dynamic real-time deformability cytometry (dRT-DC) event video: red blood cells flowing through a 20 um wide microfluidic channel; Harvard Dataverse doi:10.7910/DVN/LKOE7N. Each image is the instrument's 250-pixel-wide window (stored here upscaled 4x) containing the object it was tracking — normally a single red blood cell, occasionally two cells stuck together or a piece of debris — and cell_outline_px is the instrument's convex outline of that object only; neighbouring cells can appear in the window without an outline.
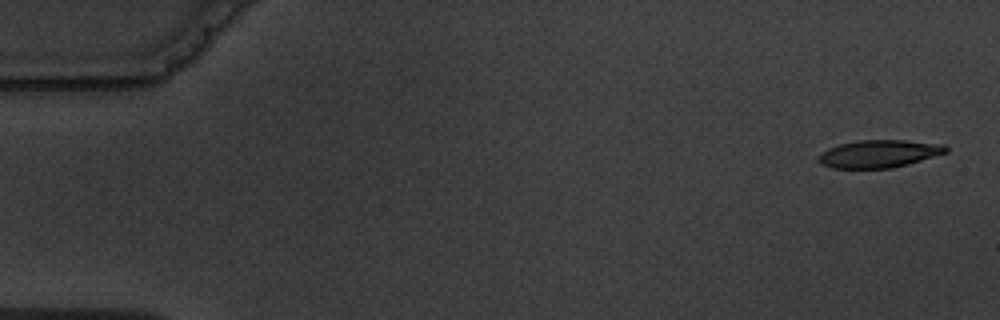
{"species": "common noctule bat (a hibernating species)", "species_latin": "Nyctalus noctula", "temperature_condition": "warm", "stored_images_in_passage": 5, "camera_frame_rate_fps": 3000, "um_per_image_px": 0.085, "animal": {"sex": "male", "body_mass_g": 19.5, "forearm_length_mm": 54.6}, "frame": {"image": 1, "passage_image": 1, "time_ms": 0.0, "image_size_px": [1000, 320], "cell_outline_px": [[948, 152], [908, 164], [892, 168], [832, 168], [820, 164], [816, 160], [816, 156], [828, 148], [840, 144], [860, 140], [904, 140], [944, 144], [948, 148]], "centroid_in_image_um": [74.69, 13.07], "position_along_channel_um": 10.3, "area_um2": 20.63}}
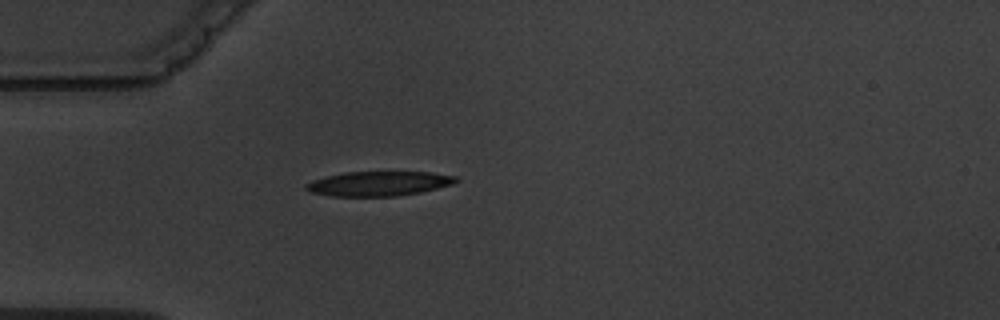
{"frame": {"image": 2, "passage_image": 5, "time_ms": 4.667, "image_size_px": [1000, 320], "cell_outline_px": [[460, 180], [452, 184], [420, 192], [396, 196], [328, 196], [312, 192], [304, 188], [304, 184], [312, 180], [324, 176], [344, 172], [432, 172], [456, 176]], "centroid_in_image_um": [32.16, 15.6], "position_along_channel_um": 52.8, "area_um2": 21.56}}